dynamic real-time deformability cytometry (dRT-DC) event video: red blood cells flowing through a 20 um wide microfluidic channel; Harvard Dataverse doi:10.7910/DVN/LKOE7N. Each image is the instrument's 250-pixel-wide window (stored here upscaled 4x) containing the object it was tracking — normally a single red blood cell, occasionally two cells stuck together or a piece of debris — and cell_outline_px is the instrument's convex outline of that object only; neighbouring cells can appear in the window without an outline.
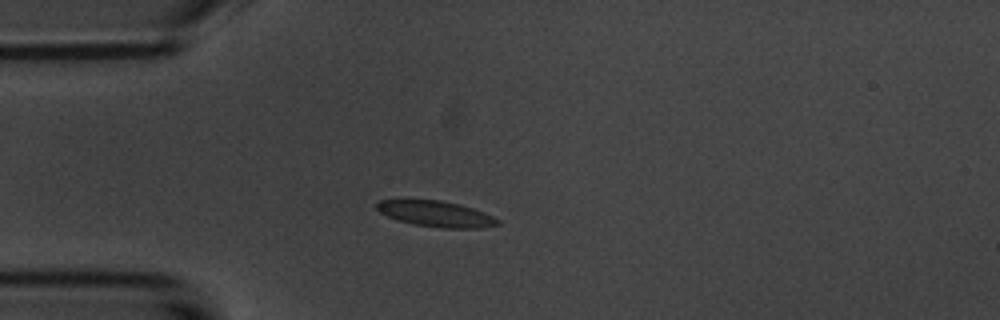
{"species": "common noctule bat (a hibernating species)", "species_latin": "Nyctalus noctula", "temperature_condition": "room temperature", "stored_images_in_passage": 4, "camera_frame_rate_fps": 3000, "um_per_image_px": 0.085, "animal": {"sex": "male", "body_mass_g": 20.1, "forearm_length_mm": 53.5}, "frame": {"image": 1, "passage_image": 3, "time_ms": 3.333, "image_size_px": [1000, 320], "cell_outline_px": [[500, 224], [480, 228], [440, 228], [412, 224], [396, 220], [380, 212], [376, 208], [376, 204], [380, 200], [440, 200], [460, 204], [484, 212], [500, 220]], "centroid_in_image_um": [37.07, 18.18], "position_along_channel_um": 47.9, "area_um2": 18.21}}